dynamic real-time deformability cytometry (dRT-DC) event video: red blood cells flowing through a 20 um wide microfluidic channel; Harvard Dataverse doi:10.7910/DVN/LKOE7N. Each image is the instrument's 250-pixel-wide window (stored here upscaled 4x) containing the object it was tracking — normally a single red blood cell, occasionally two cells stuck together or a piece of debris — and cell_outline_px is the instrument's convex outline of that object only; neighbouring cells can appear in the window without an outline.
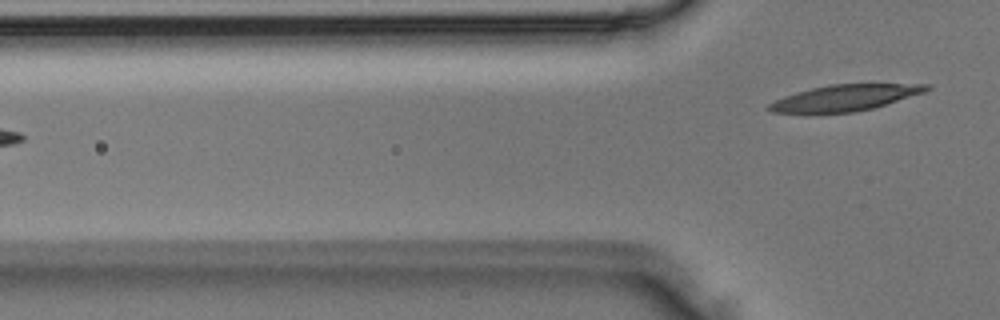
{"species": "Egyptian fruit bat (a non-hibernating species)", "species_latin": "Rousettus aegyptiacus", "temperature_condition": "room temperature", "stored_images_in_passage": 5, "camera_frame_rate_fps": 3000, "um_per_image_px": 0.085, "animal": {"sex": "male"}, "frame": {"image": 1, "passage_image": 5, "time_ms": 1.333, "image_size_px": [1000, 320], "cell_outline_px": [[932, 88], [924, 92], [872, 108], [852, 112], [772, 112], [764, 108], [768, 104], [784, 96], [796, 92], [828, 84], [928, 84]], "centroid_in_image_um": [71.8, 8.3], "position_along_channel_um": 54.0, "area_um2": 23.47}}